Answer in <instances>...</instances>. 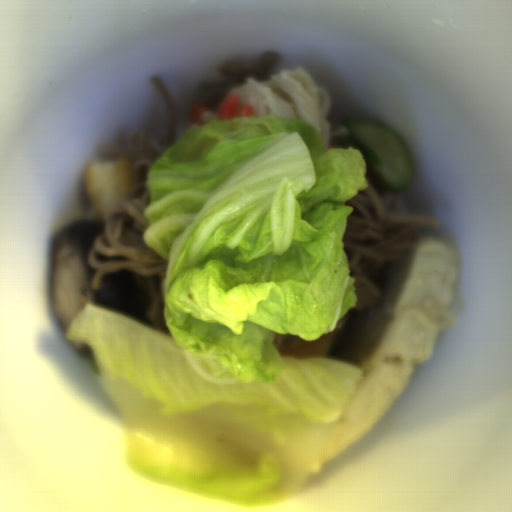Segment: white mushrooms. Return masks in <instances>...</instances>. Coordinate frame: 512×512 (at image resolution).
Here are the masks:
<instances>
[{"label": "white mushrooms", "mask_w": 512, "mask_h": 512, "mask_svg": "<svg viewBox=\"0 0 512 512\" xmlns=\"http://www.w3.org/2000/svg\"><path fill=\"white\" fill-rule=\"evenodd\" d=\"M279 60L276 51L265 52L256 62L227 60L219 68L223 75L222 82L206 80L197 84L192 94L193 106L204 104L209 110L206 112L219 113V104L228 96L227 92L246 83L248 78L269 81L271 70Z\"/></svg>", "instance_id": "1"}]
</instances>
